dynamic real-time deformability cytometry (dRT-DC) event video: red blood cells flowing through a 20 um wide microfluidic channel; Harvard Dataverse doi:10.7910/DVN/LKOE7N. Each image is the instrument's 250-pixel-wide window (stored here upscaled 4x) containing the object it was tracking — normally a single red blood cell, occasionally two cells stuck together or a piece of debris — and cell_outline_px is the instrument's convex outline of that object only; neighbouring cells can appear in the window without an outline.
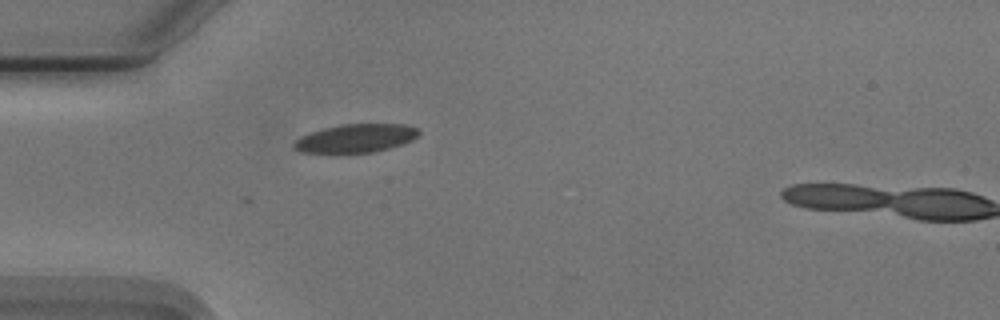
{"species": "Egyptian fruit bat (a non-hibernating species)", "species_latin": "Rousettus aegyptiacus", "temperature_condition": "cold", "stored_images_in_passage": 5, "camera_frame_rate_fps": 3000, "um_per_image_px": 0.085, "animal": {"sex": "male"}, "frame": {"image": 1, "passage_image": 1, "time_ms": 0.0, "image_size_px": [1000, 320], "cell_outline_px": [[420, 132], [412, 140], [388, 148], [372, 152], [300, 152], [292, 148], [292, 144], [300, 136], [324, 128], [340, 124], [404, 124], [416, 128]], "centroid_in_image_um": [30.2, 11.74], "position_along_channel_um": 54.8, "area_um2": 20.35}}
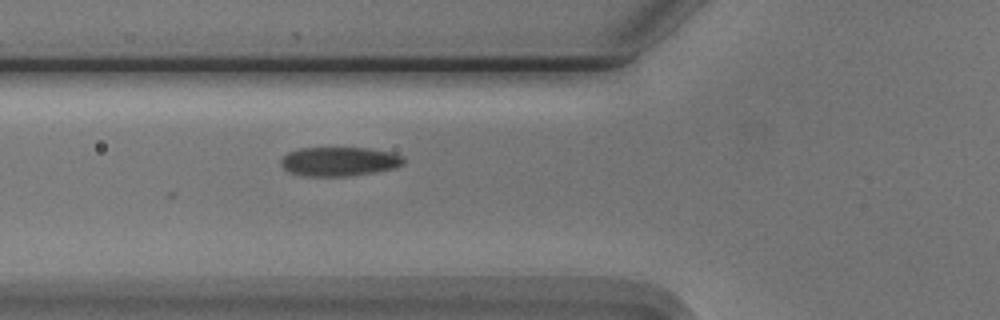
{"frame": {"image": 2, "passage_image": 5, "time_ms": 1.333, "image_size_px": [1000, 320], "cell_outline_px": [[404, 164], [396, 168], [372, 172], [344, 176], [304, 176], [288, 172], [280, 164], [280, 160], [288, 152], [300, 148], [368, 148], [392, 152], [404, 156]], "centroid_in_image_um": [28.84, 13.72], "position_along_channel_um": 97.0, "area_um2": 20.87}}